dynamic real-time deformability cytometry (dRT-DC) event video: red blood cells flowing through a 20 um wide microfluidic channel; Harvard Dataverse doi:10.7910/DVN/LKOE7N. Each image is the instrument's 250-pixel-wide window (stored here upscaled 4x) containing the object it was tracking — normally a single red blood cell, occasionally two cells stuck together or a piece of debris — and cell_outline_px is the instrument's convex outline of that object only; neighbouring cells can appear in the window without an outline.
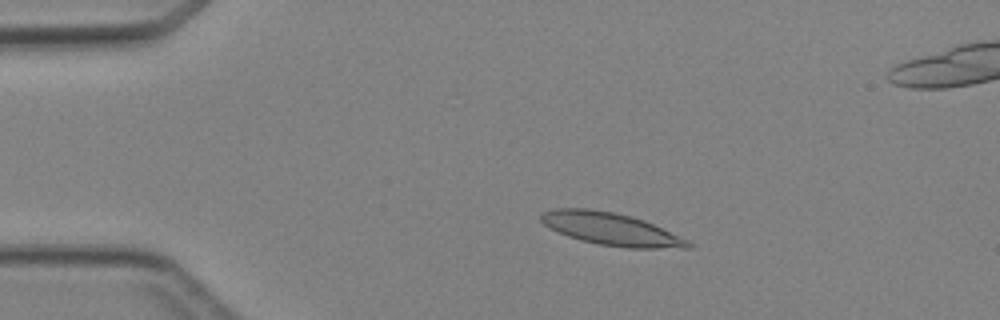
{"species": "Egyptian fruit bat (a non-hibernating species)", "species_latin": "Rousettus aegyptiacus", "temperature_condition": "cold", "stored_images_in_passage": 5, "camera_frame_rate_fps": 3000, "um_per_image_px": 0.085, "animal": {"sex": "female"}, "frame": {"image": 1, "passage_image": 3, "time_ms": 2.333, "image_size_px": [1000, 320], "cell_outline_px": [[692, 248], [624, 248], [600, 244], [580, 240], [568, 236], [544, 224], [540, 220], [540, 212], [552, 208], [588, 208], [612, 212], [644, 220], [688, 240], [692, 244]], "centroid_in_image_um": [51.91, 19.46], "position_along_channel_um": 33.1, "area_um2": 27.63}}